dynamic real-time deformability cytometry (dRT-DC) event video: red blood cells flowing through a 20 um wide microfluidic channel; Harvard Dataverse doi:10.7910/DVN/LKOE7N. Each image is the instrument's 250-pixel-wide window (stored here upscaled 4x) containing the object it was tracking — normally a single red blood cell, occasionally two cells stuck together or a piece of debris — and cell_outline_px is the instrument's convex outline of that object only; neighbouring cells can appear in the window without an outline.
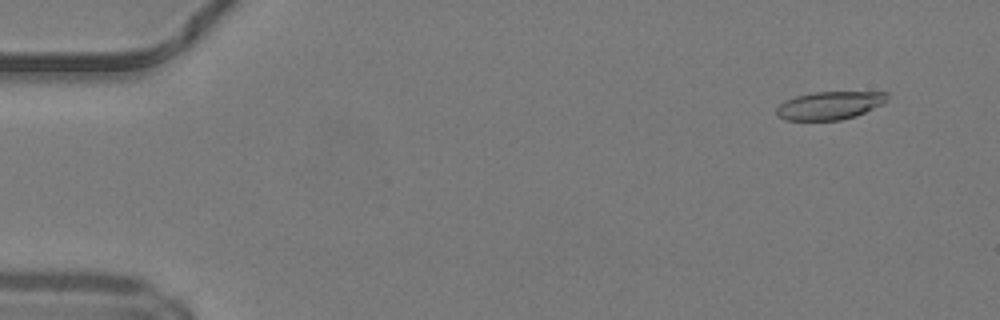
{"species": "common noctule bat (a hibernating species)", "species_latin": "Nyctalus noctula", "temperature_condition": "warm", "stored_images_in_passage": 48, "camera_frame_rate_fps": 3000, "um_per_image_px": 0.085, "animal": {"sex": "male", "body_mass_g": 19.2, "forearm_length_mm": 51.8}, "frame": {"image": 1, "passage_image": 2, "time_ms": 0.333, "image_size_px": [1000, 320], "cell_outline_px": [[888, 96], [880, 104], [856, 116], [840, 120], [784, 120], [776, 112], [776, 108], [784, 100], [796, 96], [816, 92], [888, 92]], "centroid_in_image_um": [70.47, 8.96], "position_along_channel_um": 14.5, "area_um2": 17.8}}
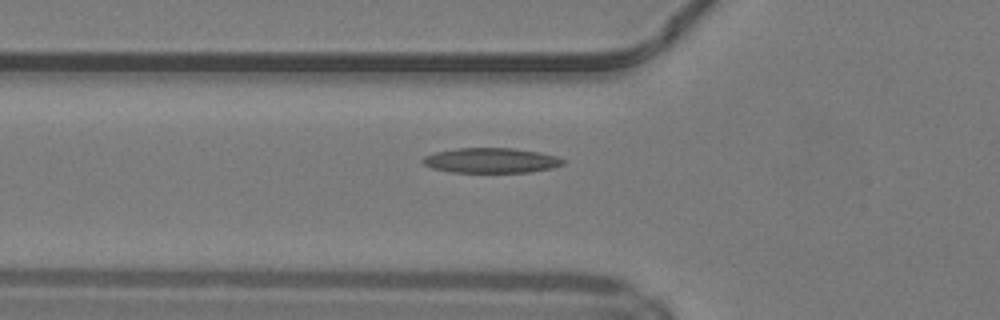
{"frame": {"image": 2, "passage_image": 16, "time_ms": 5.0, "image_size_px": [1000, 320], "cell_outline_px": [[564, 164], [552, 168], [532, 172], [452, 172], [432, 168], [424, 164], [420, 160], [424, 156], [436, 152], [456, 148], [512, 148], [536, 152], [556, 156], [564, 160]], "centroid_in_image_um": [41.72, 13.64], "position_along_channel_um": 84.1, "area_um2": 20.35}}
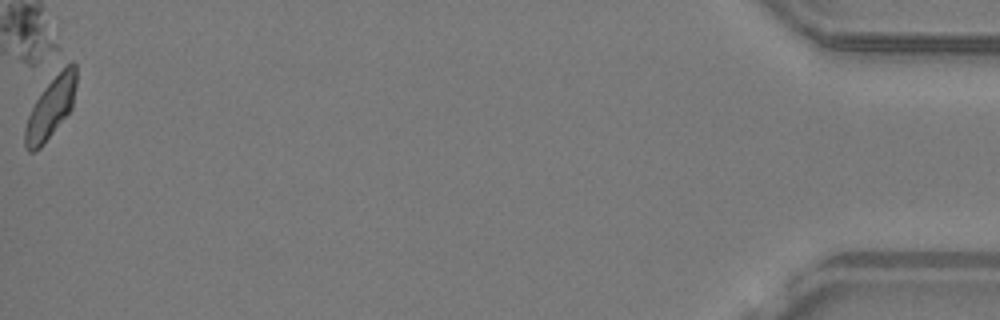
{"frame": {"image": 3, "passage_image": 48, "time_ms": 15.667, "image_size_px": [1000, 320], "cell_outline_px": [[76, 84], [72, 108], [44, 144], [36, 152], [28, 152], [24, 148], [24, 128], [28, 116], [36, 100], [44, 88], [68, 60], [72, 60], [76, 64]], "centroid_in_image_um": [4.31, 9.16], "position_along_channel_um": 430.9, "area_um2": 18.38}, "authors_computed_cell_mechanics": {"area_um2": 19.2474, "velocity_mm_per_s": 4.1897, "shape_relaxation_time_tau1_ms": null, "shape_relaxation_time_tau2_ms": 3.3836, "deformation_change_tau1": null, "deformation_change_tau2": 0.0954}}